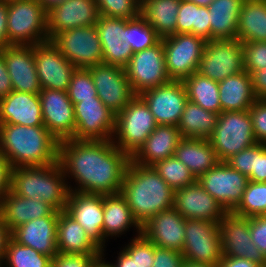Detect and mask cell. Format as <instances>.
I'll list each match as a JSON object with an SVG mask.
<instances>
[{"label": "cell", "instance_id": "1", "mask_svg": "<svg viewBox=\"0 0 266 267\" xmlns=\"http://www.w3.org/2000/svg\"><path fill=\"white\" fill-rule=\"evenodd\" d=\"M131 157L111 140H76L59 142L58 162L73 192L118 194ZM73 179L75 187L68 180ZM77 185V186H76Z\"/></svg>", "mask_w": 266, "mask_h": 267}, {"label": "cell", "instance_id": "2", "mask_svg": "<svg viewBox=\"0 0 266 267\" xmlns=\"http://www.w3.org/2000/svg\"><path fill=\"white\" fill-rule=\"evenodd\" d=\"M0 152L9 166H46L58 162L59 141L45 126L0 123Z\"/></svg>", "mask_w": 266, "mask_h": 267}, {"label": "cell", "instance_id": "3", "mask_svg": "<svg viewBox=\"0 0 266 267\" xmlns=\"http://www.w3.org/2000/svg\"><path fill=\"white\" fill-rule=\"evenodd\" d=\"M120 194L140 226L161 211L173 208L174 190L153 167L132 160L126 169Z\"/></svg>", "mask_w": 266, "mask_h": 267}, {"label": "cell", "instance_id": "4", "mask_svg": "<svg viewBox=\"0 0 266 267\" xmlns=\"http://www.w3.org/2000/svg\"><path fill=\"white\" fill-rule=\"evenodd\" d=\"M9 189L18 196L40 199L58 212L66 209L70 192L59 162L46 166L12 168Z\"/></svg>", "mask_w": 266, "mask_h": 267}, {"label": "cell", "instance_id": "5", "mask_svg": "<svg viewBox=\"0 0 266 267\" xmlns=\"http://www.w3.org/2000/svg\"><path fill=\"white\" fill-rule=\"evenodd\" d=\"M8 46L49 41L47 10L38 0H8Z\"/></svg>", "mask_w": 266, "mask_h": 267}, {"label": "cell", "instance_id": "6", "mask_svg": "<svg viewBox=\"0 0 266 267\" xmlns=\"http://www.w3.org/2000/svg\"><path fill=\"white\" fill-rule=\"evenodd\" d=\"M157 125L148 105L136 95L120 113L115 115V129L111 141L132 157Z\"/></svg>", "mask_w": 266, "mask_h": 267}, {"label": "cell", "instance_id": "7", "mask_svg": "<svg viewBox=\"0 0 266 267\" xmlns=\"http://www.w3.org/2000/svg\"><path fill=\"white\" fill-rule=\"evenodd\" d=\"M208 139L220 162L256 144L249 110L221 112Z\"/></svg>", "mask_w": 266, "mask_h": 267}, {"label": "cell", "instance_id": "8", "mask_svg": "<svg viewBox=\"0 0 266 267\" xmlns=\"http://www.w3.org/2000/svg\"><path fill=\"white\" fill-rule=\"evenodd\" d=\"M50 41L76 68L88 69L103 63L96 25L64 30L55 34Z\"/></svg>", "mask_w": 266, "mask_h": 267}, {"label": "cell", "instance_id": "9", "mask_svg": "<svg viewBox=\"0 0 266 267\" xmlns=\"http://www.w3.org/2000/svg\"><path fill=\"white\" fill-rule=\"evenodd\" d=\"M181 253L189 262L218 267L222 260L219 223L186 219L184 246Z\"/></svg>", "mask_w": 266, "mask_h": 267}, {"label": "cell", "instance_id": "10", "mask_svg": "<svg viewBox=\"0 0 266 267\" xmlns=\"http://www.w3.org/2000/svg\"><path fill=\"white\" fill-rule=\"evenodd\" d=\"M124 69L135 95L168 83L171 79L166 72L163 39L153 47L133 53Z\"/></svg>", "mask_w": 266, "mask_h": 267}, {"label": "cell", "instance_id": "11", "mask_svg": "<svg viewBox=\"0 0 266 267\" xmlns=\"http://www.w3.org/2000/svg\"><path fill=\"white\" fill-rule=\"evenodd\" d=\"M244 71L243 45L237 39L206 42L197 72L216 82Z\"/></svg>", "mask_w": 266, "mask_h": 267}, {"label": "cell", "instance_id": "12", "mask_svg": "<svg viewBox=\"0 0 266 267\" xmlns=\"http://www.w3.org/2000/svg\"><path fill=\"white\" fill-rule=\"evenodd\" d=\"M163 39L165 67L171 80L183 81L197 72L206 41L193 34H174Z\"/></svg>", "mask_w": 266, "mask_h": 267}, {"label": "cell", "instance_id": "13", "mask_svg": "<svg viewBox=\"0 0 266 267\" xmlns=\"http://www.w3.org/2000/svg\"><path fill=\"white\" fill-rule=\"evenodd\" d=\"M197 181L227 212H232L240 203L249 178L226 162H219Z\"/></svg>", "mask_w": 266, "mask_h": 267}, {"label": "cell", "instance_id": "14", "mask_svg": "<svg viewBox=\"0 0 266 267\" xmlns=\"http://www.w3.org/2000/svg\"><path fill=\"white\" fill-rule=\"evenodd\" d=\"M76 140H112L115 114L100 98L81 100L74 105Z\"/></svg>", "mask_w": 266, "mask_h": 267}, {"label": "cell", "instance_id": "15", "mask_svg": "<svg viewBox=\"0 0 266 267\" xmlns=\"http://www.w3.org/2000/svg\"><path fill=\"white\" fill-rule=\"evenodd\" d=\"M222 256L245 258L266 267V257L250 236V217L228 212L219 222Z\"/></svg>", "mask_w": 266, "mask_h": 267}, {"label": "cell", "instance_id": "16", "mask_svg": "<svg viewBox=\"0 0 266 267\" xmlns=\"http://www.w3.org/2000/svg\"><path fill=\"white\" fill-rule=\"evenodd\" d=\"M88 69L97 89V96L115 115L136 96L123 67L102 63Z\"/></svg>", "mask_w": 266, "mask_h": 267}, {"label": "cell", "instance_id": "17", "mask_svg": "<svg viewBox=\"0 0 266 267\" xmlns=\"http://www.w3.org/2000/svg\"><path fill=\"white\" fill-rule=\"evenodd\" d=\"M139 96L148 105L158 125L177 126L188 102L185 85L180 80H170Z\"/></svg>", "mask_w": 266, "mask_h": 267}, {"label": "cell", "instance_id": "18", "mask_svg": "<svg viewBox=\"0 0 266 267\" xmlns=\"http://www.w3.org/2000/svg\"><path fill=\"white\" fill-rule=\"evenodd\" d=\"M43 125L59 141L74 139V105L67 91L41 89Z\"/></svg>", "mask_w": 266, "mask_h": 267}, {"label": "cell", "instance_id": "19", "mask_svg": "<svg viewBox=\"0 0 266 267\" xmlns=\"http://www.w3.org/2000/svg\"><path fill=\"white\" fill-rule=\"evenodd\" d=\"M33 49L41 89L67 91L76 67L50 40L33 45Z\"/></svg>", "mask_w": 266, "mask_h": 267}, {"label": "cell", "instance_id": "20", "mask_svg": "<svg viewBox=\"0 0 266 267\" xmlns=\"http://www.w3.org/2000/svg\"><path fill=\"white\" fill-rule=\"evenodd\" d=\"M65 211L84 228L91 240L105 252L103 237V195L70 191Z\"/></svg>", "mask_w": 266, "mask_h": 267}, {"label": "cell", "instance_id": "21", "mask_svg": "<svg viewBox=\"0 0 266 267\" xmlns=\"http://www.w3.org/2000/svg\"><path fill=\"white\" fill-rule=\"evenodd\" d=\"M173 208L185 219L219 223L228 213L196 180L174 191Z\"/></svg>", "mask_w": 266, "mask_h": 267}, {"label": "cell", "instance_id": "22", "mask_svg": "<svg viewBox=\"0 0 266 267\" xmlns=\"http://www.w3.org/2000/svg\"><path fill=\"white\" fill-rule=\"evenodd\" d=\"M99 16L95 0H64L47 11L49 40L64 30L96 25Z\"/></svg>", "mask_w": 266, "mask_h": 267}, {"label": "cell", "instance_id": "23", "mask_svg": "<svg viewBox=\"0 0 266 267\" xmlns=\"http://www.w3.org/2000/svg\"><path fill=\"white\" fill-rule=\"evenodd\" d=\"M1 49L13 91L39 94L41 86L36 70L33 45H10Z\"/></svg>", "mask_w": 266, "mask_h": 267}, {"label": "cell", "instance_id": "24", "mask_svg": "<svg viewBox=\"0 0 266 267\" xmlns=\"http://www.w3.org/2000/svg\"><path fill=\"white\" fill-rule=\"evenodd\" d=\"M185 220L179 212L171 208L150 218L141 226V233L157 247L182 252Z\"/></svg>", "mask_w": 266, "mask_h": 267}, {"label": "cell", "instance_id": "25", "mask_svg": "<svg viewBox=\"0 0 266 267\" xmlns=\"http://www.w3.org/2000/svg\"><path fill=\"white\" fill-rule=\"evenodd\" d=\"M96 29L103 51V64L125 67L133 52L130 45L124 42L125 19L100 15Z\"/></svg>", "mask_w": 266, "mask_h": 267}, {"label": "cell", "instance_id": "26", "mask_svg": "<svg viewBox=\"0 0 266 267\" xmlns=\"http://www.w3.org/2000/svg\"><path fill=\"white\" fill-rule=\"evenodd\" d=\"M58 216L33 219L11 232V238L18 244L29 246L39 253L53 258L57 253Z\"/></svg>", "mask_w": 266, "mask_h": 267}, {"label": "cell", "instance_id": "27", "mask_svg": "<svg viewBox=\"0 0 266 267\" xmlns=\"http://www.w3.org/2000/svg\"><path fill=\"white\" fill-rule=\"evenodd\" d=\"M0 123L44 126L39 94L12 91L0 99Z\"/></svg>", "mask_w": 266, "mask_h": 267}, {"label": "cell", "instance_id": "28", "mask_svg": "<svg viewBox=\"0 0 266 267\" xmlns=\"http://www.w3.org/2000/svg\"><path fill=\"white\" fill-rule=\"evenodd\" d=\"M0 216L12 232L33 219L59 216V212L40 199L33 200L18 196L9 189L0 204Z\"/></svg>", "mask_w": 266, "mask_h": 267}, {"label": "cell", "instance_id": "29", "mask_svg": "<svg viewBox=\"0 0 266 267\" xmlns=\"http://www.w3.org/2000/svg\"><path fill=\"white\" fill-rule=\"evenodd\" d=\"M181 139L177 126L157 125L131 160L139 165L152 167L159 161L175 155Z\"/></svg>", "mask_w": 266, "mask_h": 267}, {"label": "cell", "instance_id": "30", "mask_svg": "<svg viewBox=\"0 0 266 267\" xmlns=\"http://www.w3.org/2000/svg\"><path fill=\"white\" fill-rule=\"evenodd\" d=\"M57 251L63 254H101L102 250L91 240L84 228L65 210L57 221Z\"/></svg>", "mask_w": 266, "mask_h": 267}, {"label": "cell", "instance_id": "31", "mask_svg": "<svg viewBox=\"0 0 266 267\" xmlns=\"http://www.w3.org/2000/svg\"><path fill=\"white\" fill-rule=\"evenodd\" d=\"M134 228L141 234V226L134 219L125 198L120 194L103 195V237H119Z\"/></svg>", "mask_w": 266, "mask_h": 267}, {"label": "cell", "instance_id": "32", "mask_svg": "<svg viewBox=\"0 0 266 267\" xmlns=\"http://www.w3.org/2000/svg\"><path fill=\"white\" fill-rule=\"evenodd\" d=\"M221 112L245 111L258 99L253 91L251 76L245 70L218 82Z\"/></svg>", "mask_w": 266, "mask_h": 267}, {"label": "cell", "instance_id": "33", "mask_svg": "<svg viewBox=\"0 0 266 267\" xmlns=\"http://www.w3.org/2000/svg\"><path fill=\"white\" fill-rule=\"evenodd\" d=\"M174 156L186 165L196 179L220 162L209 139L182 138Z\"/></svg>", "mask_w": 266, "mask_h": 267}, {"label": "cell", "instance_id": "34", "mask_svg": "<svg viewBox=\"0 0 266 267\" xmlns=\"http://www.w3.org/2000/svg\"><path fill=\"white\" fill-rule=\"evenodd\" d=\"M245 0H213L210 13L211 40L237 39L238 19Z\"/></svg>", "mask_w": 266, "mask_h": 267}, {"label": "cell", "instance_id": "35", "mask_svg": "<svg viewBox=\"0 0 266 267\" xmlns=\"http://www.w3.org/2000/svg\"><path fill=\"white\" fill-rule=\"evenodd\" d=\"M237 40L266 41V0H245L238 19Z\"/></svg>", "mask_w": 266, "mask_h": 267}, {"label": "cell", "instance_id": "36", "mask_svg": "<svg viewBox=\"0 0 266 267\" xmlns=\"http://www.w3.org/2000/svg\"><path fill=\"white\" fill-rule=\"evenodd\" d=\"M181 0H141V15L162 39L176 34Z\"/></svg>", "mask_w": 266, "mask_h": 267}, {"label": "cell", "instance_id": "37", "mask_svg": "<svg viewBox=\"0 0 266 267\" xmlns=\"http://www.w3.org/2000/svg\"><path fill=\"white\" fill-rule=\"evenodd\" d=\"M219 114L191 102L185 105L177 125L182 138L208 139L214 132Z\"/></svg>", "mask_w": 266, "mask_h": 267}, {"label": "cell", "instance_id": "38", "mask_svg": "<svg viewBox=\"0 0 266 267\" xmlns=\"http://www.w3.org/2000/svg\"><path fill=\"white\" fill-rule=\"evenodd\" d=\"M190 33L206 42L211 40L210 13L208 7L181 0L176 20V34Z\"/></svg>", "mask_w": 266, "mask_h": 267}, {"label": "cell", "instance_id": "39", "mask_svg": "<svg viewBox=\"0 0 266 267\" xmlns=\"http://www.w3.org/2000/svg\"><path fill=\"white\" fill-rule=\"evenodd\" d=\"M183 83L189 101L205 110L221 113L218 82L196 72L185 78Z\"/></svg>", "mask_w": 266, "mask_h": 267}, {"label": "cell", "instance_id": "40", "mask_svg": "<svg viewBox=\"0 0 266 267\" xmlns=\"http://www.w3.org/2000/svg\"><path fill=\"white\" fill-rule=\"evenodd\" d=\"M52 258L29 246L18 244L12 238L6 245L3 267H51Z\"/></svg>", "mask_w": 266, "mask_h": 267}, {"label": "cell", "instance_id": "41", "mask_svg": "<svg viewBox=\"0 0 266 267\" xmlns=\"http://www.w3.org/2000/svg\"><path fill=\"white\" fill-rule=\"evenodd\" d=\"M161 38L140 14L133 19H125L124 42L130 45L133 53L153 47Z\"/></svg>", "mask_w": 266, "mask_h": 267}, {"label": "cell", "instance_id": "42", "mask_svg": "<svg viewBox=\"0 0 266 267\" xmlns=\"http://www.w3.org/2000/svg\"><path fill=\"white\" fill-rule=\"evenodd\" d=\"M232 213L247 218L266 215V182L249 181L240 203Z\"/></svg>", "mask_w": 266, "mask_h": 267}, {"label": "cell", "instance_id": "43", "mask_svg": "<svg viewBox=\"0 0 266 267\" xmlns=\"http://www.w3.org/2000/svg\"><path fill=\"white\" fill-rule=\"evenodd\" d=\"M152 167L174 191L197 180L186 165L174 155L159 161Z\"/></svg>", "mask_w": 266, "mask_h": 267}, {"label": "cell", "instance_id": "44", "mask_svg": "<svg viewBox=\"0 0 266 267\" xmlns=\"http://www.w3.org/2000/svg\"><path fill=\"white\" fill-rule=\"evenodd\" d=\"M67 94L73 105L79 103L81 100L97 97V89L89 69L76 68L71 76Z\"/></svg>", "mask_w": 266, "mask_h": 267}, {"label": "cell", "instance_id": "45", "mask_svg": "<svg viewBox=\"0 0 266 267\" xmlns=\"http://www.w3.org/2000/svg\"><path fill=\"white\" fill-rule=\"evenodd\" d=\"M100 15L133 19L141 14V0H95Z\"/></svg>", "mask_w": 266, "mask_h": 267}, {"label": "cell", "instance_id": "46", "mask_svg": "<svg viewBox=\"0 0 266 267\" xmlns=\"http://www.w3.org/2000/svg\"><path fill=\"white\" fill-rule=\"evenodd\" d=\"M134 235L135 237H132L122 249L135 259L138 267H153L155 245L142 233Z\"/></svg>", "mask_w": 266, "mask_h": 267}, {"label": "cell", "instance_id": "47", "mask_svg": "<svg viewBox=\"0 0 266 267\" xmlns=\"http://www.w3.org/2000/svg\"><path fill=\"white\" fill-rule=\"evenodd\" d=\"M243 61L244 70L251 74L253 71L266 67V41L244 42Z\"/></svg>", "mask_w": 266, "mask_h": 267}, {"label": "cell", "instance_id": "48", "mask_svg": "<svg viewBox=\"0 0 266 267\" xmlns=\"http://www.w3.org/2000/svg\"><path fill=\"white\" fill-rule=\"evenodd\" d=\"M249 113L255 140L266 145V99H257L249 108Z\"/></svg>", "mask_w": 266, "mask_h": 267}, {"label": "cell", "instance_id": "49", "mask_svg": "<svg viewBox=\"0 0 266 267\" xmlns=\"http://www.w3.org/2000/svg\"><path fill=\"white\" fill-rule=\"evenodd\" d=\"M225 162L241 174L249 176L254 169L255 144L240 151L239 153H236L228 158Z\"/></svg>", "mask_w": 266, "mask_h": 267}, {"label": "cell", "instance_id": "50", "mask_svg": "<svg viewBox=\"0 0 266 267\" xmlns=\"http://www.w3.org/2000/svg\"><path fill=\"white\" fill-rule=\"evenodd\" d=\"M100 254H63L57 253L51 260V267H90Z\"/></svg>", "mask_w": 266, "mask_h": 267}, {"label": "cell", "instance_id": "51", "mask_svg": "<svg viewBox=\"0 0 266 267\" xmlns=\"http://www.w3.org/2000/svg\"><path fill=\"white\" fill-rule=\"evenodd\" d=\"M184 260L180 251L155 246L153 267H182Z\"/></svg>", "mask_w": 266, "mask_h": 267}, {"label": "cell", "instance_id": "52", "mask_svg": "<svg viewBox=\"0 0 266 267\" xmlns=\"http://www.w3.org/2000/svg\"><path fill=\"white\" fill-rule=\"evenodd\" d=\"M250 236L266 257V215L250 217Z\"/></svg>", "mask_w": 266, "mask_h": 267}, {"label": "cell", "instance_id": "53", "mask_svg": "<svg viewBox=\"0 0 266 267\" xmlns=\"http://www.w3.org/2000/svg\"><path fill=\"white\" fill-rule=\"evenodd\" d=\"M249 181L266 182V145L255 144V163Z\"/></svg>", "mask_w": 266, "mask_h": 267}, {"label": "cell", "instance_id": "54", "mask_svg": "<svg viewBox=\"0 0 266 267\" xmlns=\"http://www.w3.org/2000/svg\"><path fill=\"white\" fill-rule=\"evenodd\" d=\"M250 76L256 97L258 99H266V67L253 71Z\"/></svg>", "mask_w": 266, "mask_h": 267}, {"label": "cell", "instance_id": "55", "mask_svg": "<svg viewBox=\"0 0 266 267\" xmlns=\"http://www.w3.org/2000/svg\"><path fill=\"white\" fill-rule=\"evenodd\" d=\"M10 171L6 157L0 152V204L10 188Z\"/></svg>", "mask_w": 266, "mask_h": 267}, {"label": "cell", "instance_id": "56", "mask_svg": "<svg viewBox=\"0 0 266 267\" xmlns=\"http://www.w3.org/2000/svg\"><path fill=\"white\" fill-rule=\"evenodd\" d=\"M13 91L11 78L8 74L4 61L3 50L0 49V99L4 98Z\"/></svg>", "mask_w": 266, "mask_h": 267}, {"label": "cell", "instance_id": "57", "mask_svg": "<svg viewBox=\"0 0 266 267\" xmlns=\"http://www.w3.org/2000/svg\"><path fill=\"white\" fill-rule=\"evenodd\" d=\"M7 14L8 0H0V49L8 46Z\"/></svg>", "mask_w": 266, "mask_h": 267}, {"label": "cell", "instance_id": "58", "mask_svg": "<svg viewBox=\"0 0 266 267\" xmlns=\"http://www.w3.org/2000/svg\"><path fill=\"white\" fill-rule=\"evenodd\" d=\"M218 267H262L254 261L245 258L222 256Z\"/></svg>", "mask_w": 266, "mask_h": 267}, {"label": "cell", "instance_id": "59", "mask_svg": "<svg viewBox=\"0 0 266 267\" xmlns=\"http://www.w3.org/2000/svg\"><path fill=\"white\" fill-rule=\"evenodd\" d=\"M11 238V232L0 216V266L3 265L6 245Z\"/></svg>", "mask_w": 266, "mask_h": 267}, {"label": "cell", "instance_id": "60", "mask_svg": "<svg viewBox=\"0 0 266 267\" xmlns=\"http://www.w3.org/2000/svg\"><path fill=\"white\" fill-rule=\"evenodd\" d=\"M116 261L112 263L114 267H138L135 259H133L124 249H120Z\"/></svg>", "mask_w": 266, "mask_h": 267}, {"label": "cell", "instance_id": "61", "mask_svg": "<svg viewBox=\"0 0 266 267\" xmlns=\"http://www.w3.org/2000/svg\"><path fill=\"white\" fill-rule=\"evenodd\" d=\"M105 252H102L100 255H98L95 260L92 262L90 267H114V265L111 262H108L104 258Z\"/></svg>", "mask_w": 266, "mask_h": 267}, {"label": "cell", "instance_id": "62", "mask_svg": "<svg viewBox=\"0 0 266 267\" xmlns=\"http://www.w3.org/2000/svg\"><path fill=\"white\" fill-rule=\"evenodd\" d=\"M38 1L48 11L49 9H51L52 7H54L55 5L59 4L64 0H38Z\"/></svg>", "mask_w": 266, "mask_h": 267}, {"label": "cell", "instance_id": "63", "mask_svg": "<svg viewBox=\"0 0 266 267\" xmlns=\"http://www.w3.org/2000/svg\"><path fill=\"white\" fill-rule=\"evenodd\" d=\"M182 267H216V266H211V265L202 264V263H193V262L184 260Z\"/></svg>", "mask_w": 266, "mask_h": 267}, {"label": "cell", "instance_id": "64", "mask_svg": "<svg viewBox=\"0 0 266 267\" xmlns=\"http://www.w3.org/2000/svg\"><path fill=\"white\" fill-rule=\"evenodd\" d=\"M191 1L195 4H197L198 6H204V7H208L213 0H188Z\"/></svg>", "mask_w": 266, "mask_h": 267}]
</instances>
